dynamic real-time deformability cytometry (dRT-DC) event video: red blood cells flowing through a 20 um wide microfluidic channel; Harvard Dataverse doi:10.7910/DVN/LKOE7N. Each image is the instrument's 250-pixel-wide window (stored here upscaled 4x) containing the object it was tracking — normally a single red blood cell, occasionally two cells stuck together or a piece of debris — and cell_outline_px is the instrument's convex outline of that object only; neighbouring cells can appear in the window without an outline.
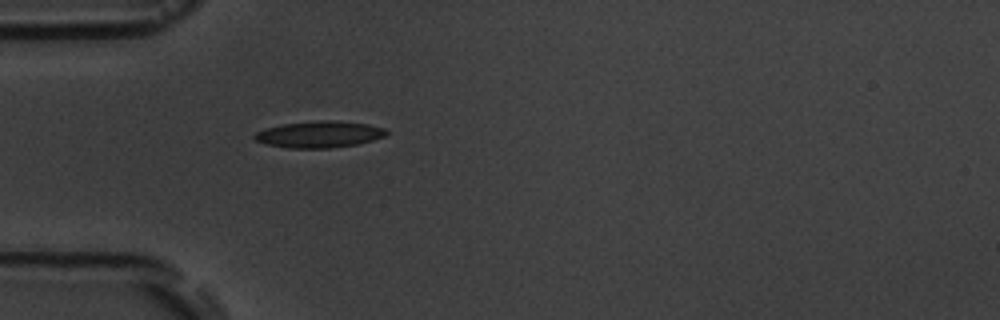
{"species": "common noctule bat (a hibernating species)", "species_latin": "Nyctalus noctula", "temperature_condition": "room temperature", "stored_images_in_passage": 1, "camera_frame_rate_fps": 3000, "um_per_image_px": 0.085, "animal": {"sex": "male", "body_mass_g": 19.5, "forearm_length_mm": 54.6}, "frame": {"image": 1, "passage_image": 1, "time_ms": 0.0, "image_size_px": [1000, 320], "cell_outline_px": [[388, 132], [384, 136], [372, 140], [356, 144], [328, 148], [288, 148], [268, 144], [256, 140], [252, 136], [256, 132], [268, 128], [284, 124], [324, 120], [336, 120], [368, 124], [384, 128]], "centroid_in_image_um": [27.15, 11.42], "position_along_channel_um": 57.8, "area_um2": 20.06}}